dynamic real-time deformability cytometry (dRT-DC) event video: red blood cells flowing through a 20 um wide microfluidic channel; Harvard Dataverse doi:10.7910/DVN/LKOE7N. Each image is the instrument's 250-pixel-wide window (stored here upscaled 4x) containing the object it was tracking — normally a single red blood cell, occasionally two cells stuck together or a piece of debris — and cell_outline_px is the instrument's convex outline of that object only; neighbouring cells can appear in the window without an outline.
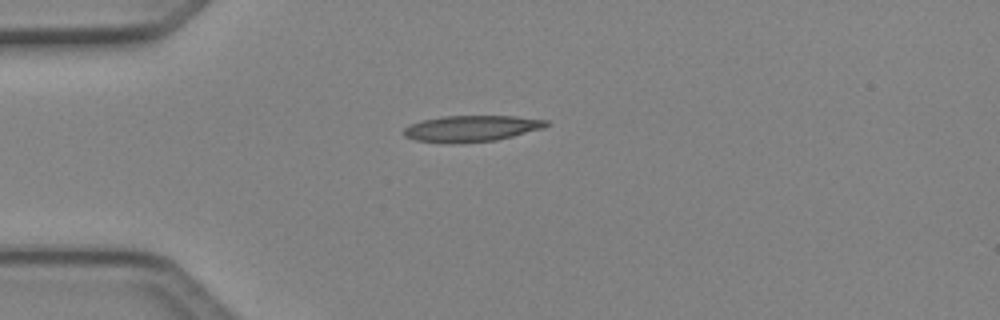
{"species": "Egyptian fruit bat (a non-hibernating species)", "species_latin": "Rousettus aegyptiacus", "temperature_condition": "cold", "stored_images_in_passage": 2, "camera_frame_rate_fps": 3000, "um_per_image_px": 0.085, "animal": {"sex": "female"}, "frame": {"image": 1, "passage_image": 1, "time_ms": 0.0, "image_size_px": [1000, 320], "cell_outline_px": [[552, 124], [544, 128], [496, 140], [460, 144], [448, 144], [416, 140], [404, 136], [404, 128], [408, 124], [420, 120], [444, 116], [516, 116], [548, 120]], "centroid_in_image_um": [40.07, 10.93], "position_along_channel_um": 44.9, "area_um2": 22.14}}